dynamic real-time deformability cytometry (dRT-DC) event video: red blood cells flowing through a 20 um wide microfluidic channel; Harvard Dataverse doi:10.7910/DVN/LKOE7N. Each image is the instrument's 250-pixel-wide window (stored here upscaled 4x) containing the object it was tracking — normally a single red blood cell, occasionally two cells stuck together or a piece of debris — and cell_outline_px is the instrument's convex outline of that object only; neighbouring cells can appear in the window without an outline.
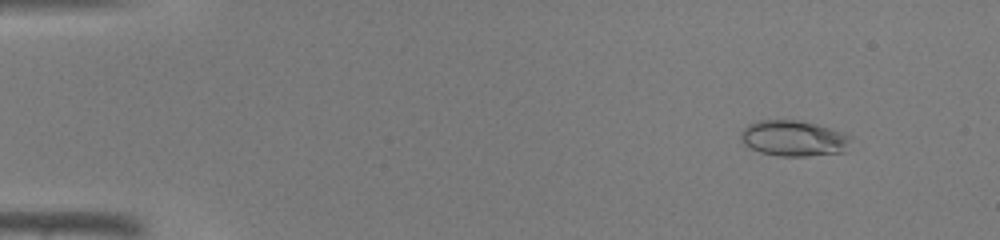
{"species": "common noctule bat (a hibernating species)", "species_latin": "Nyctalus noctula", "temperature_condition": "warm", "stored_images_in_passage": 42, "camera_frame_rate_fps": 3000, "um_per_image_px": 0.085, "animal": {"sex": "male", "body_mass_g": 19.0, "forearm_length_mm": 50.8}, "frame": {"image": 1, "passage_image": 2, "time_ms": 0.333, "image_size_px": [1000, 240], "cell_outline_px": [[852, 136], [844, 152], [808, 156], [780, 156], [760, 152], [744, 144], [740, 140], [740, 132], [748, 124], [760, 120], [796, 120], [816, 124], [844, 132]], "centroid_in_image_um": [67.45, 11.75], "position_along_channel_um": 17.5, "area_um2": 22.95}}
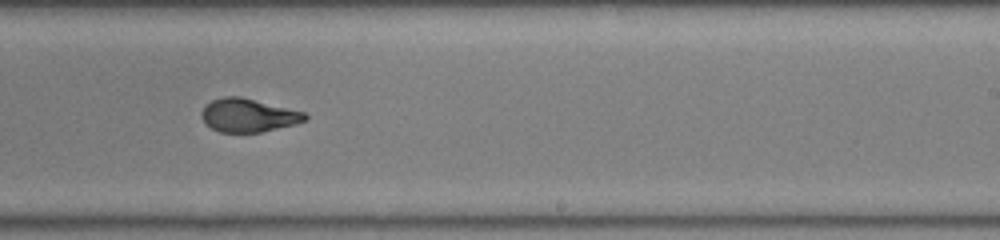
{"frame": {"image": 2, "passage_image": 26, "time_ms": 8.333, "image_size_px": [1000, 240], "cell_outline_px": [[308, 120], [296, 124], [260, 132], [220, 132], [212, 128], [200, 116], [200, 112], [212, 100], [224, 96], [240, 96], [304, 112], [308, 116]], "centroid_in_image_um": [21.12, 9.8], "position_along_channel_um": 267.9, "area_um2": 19.94}}
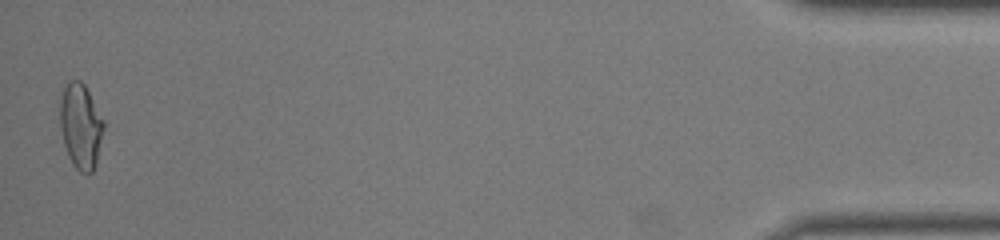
{"frame": {"image": 3, "passage_image": 42, "time_ms": 13.667, "image_size_px": [1000, 240], "cell_outline_px": [[104, 128], [96, 164], [92, 172], [88, 176], [80, 172], [72, 164], [68, 156], [64, 144], [60, 124], [60, 100], [64, 88], [68, 80], [80, 80], [84, 84], [104, 120]], "centroid_in_image_um": [6.86, 10.74], "position_along_channel_um": 428.3, "area_um2": 21.73}}